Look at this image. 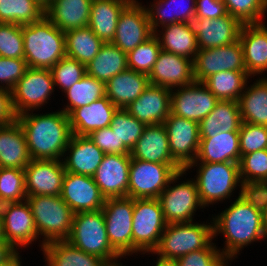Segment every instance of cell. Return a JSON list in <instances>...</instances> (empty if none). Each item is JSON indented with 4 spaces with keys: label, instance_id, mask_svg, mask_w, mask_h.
<instances>
[{
    "label": "cell",
    "instance_id": "f1b7e54d",
    "mask_svg": "<svg viewBox=\"0 0 267 266\" xmlns=\"http://www.w3.org/2000/svg\"><path fill=\"white\" fill-rule=\"evenodd\" d=\"M92 0H52L45 16L64 33L89 24Z\"/></svg>",
    "mask_w": 267,
    "mask_h": 266
},
{
    "label": "cell",
    "instance_id": "d590c367",
    "mask_svg": "<svg viewBox=\"0 0 267 266\" xmlns=\"http://www.w3.org/2000/svg\"><path fill=\"white\" fill-rule=\"evenodd\" d=\"M255 80L238 100L242 122L267 126V76Z\"/></svg>",
    "mask_w": 267,
    "mask_h": 266
},
{
    "label": "cell",
    "instance_id": "836d02e7",
    "mask_svg": "<svg viewBox=\"0 0 267 266\" xmlns=\"http://www.w3.org/2000/svg\"><path fill=\"white\" fill-rule=\"evenodd\" d=\"M242 118L238 101L219 100L214 109L199 122V136L239 131Z\"/></svg>",
    "mask_w": 267,
    "mask_h": 266
},
{
    "label": "cell",
    "instance_id": "f907efd6",
    "mask_svg": "<svg viewBox=\"0 0 267 266\" xmlns=\"http://www.w3.org/2000/svg\"><path fill=\"white\" fill-rule=\"evenodd\" d=\"M217 247L215 241H212L206 248L178 258L174 264L176 266H230V261Z\"/></svg>",
    "mask_w": 267,
    "mask_h": 266
},
{
    "label": "cell",
    "instance_id": "83f0119b",
    "mask_svg": "<svg viewBox=\"0 0 267 266\" xmlns=\"http://www.w3.org/2000/svg\"><path fill=\"white\" fill-rule=\"evenodd\" d=\"M239 131L221 132L200 138L199 149L194 162L239 163Z\"/></svg>",
    "mask_w": 267,
    "mask_h": 266
},
{
    "label": "cell",
    "instance_id": "5b68a950",
    "mask_svg": "<svg viewBox=\"0 0 267 266\" xmlns=\"http://www.w3.org/2000/svg\"><path fill=\"white\" fill-rule=\"evenodd\" d=\"M201 204L206 208L230 200L241 185L239 164L234 162H192L185 170L193 168ZM235 191V192H234Z\"/></svg>",
    "mask_w": 267,
    "mask_h": 266
},
{
    "label": "cell",
    "instance_id": "e0dca14e",
    "mask_svg": "<svg viewBox=\"0 0 267 266\" xmlns=\"http://www.w3.org/2000/svg\"><path fill=\"white\" fill-rule=\"evenodd\" d=\"M193 67L196 82H203L210 75L222 71H246L240 41L198 50Z\"/></svg>",
    "mask_w": 267,
    "mask_h": 266
},
{
    "label": "cell",
    "instance_id": "bcb514c9",
    "mask_svg": "<svg viewBox=\"0 0 267 266\" xmlns=\"http://www.w3.org/2000/svg\"><path fill=\"white\" fill-rule=\"evenodd\" d=\"M26 198L24 170L0 167V205Z\"/></svg>",
    "mask_w": 267,
    "mask_h": 266
},
{
    "label": "cell",
    "instance_id": "6f0895ef",
    "mask_svg": "<svg viewBox=\"0 0 267 266\" xmlns=\"http://www.w3.org/2000/svg\"><path fill=\"white\" fill-rule=\"evenodd\" d=\"M17 120L12 103L11 90L0 87V126L8 125Z\"/></svg>",
    "mask_w": 267,
    "mask_h": 266
},
{
    "label": "cell",
    "instance_id": "3957f363",
    "mask_svg": "<svg viewBox=\"0 0 267 266\" xmlns=\"http://www.w3.org/2000/svg\"><path fill=\"white\" fill-rule=\"evenodd\" d=\"M24 59L28 68L51 69L66 56L65 33L46 16L22 25Z\"/></svg>",
    "mask_w": 267,
    "mask_h": 266
},
{
    "label": "cell",
    "instance_id": "681fc988",
    "mask_svg": "<svg viewBox=\"0 0 267 266\" xmlns=\"http://www.w3.org/2000/svg\"><path fill=\"white\" fill-rule=\"evenodd\" d=\"M0 57L24 59L22 25L0 23Z\"/></svg>",
    "mask_w": 267,
    "mask_h": 266
},
{
    "label": "cell",
    "instance_id": "4dcf8cb0",
    "mask_svg": "<svg viewBox=\"0 0 267 266\" xmlns=\"http://www.w3.org/2000/svg\"><path fill=\"white\" fill-rule=\"evenodd\" d=\"M150 85L147 74L127 69L106 84V96L117 107L126 108Z\"/></svg>",
    "mask_w": 267,
    "mask_h": 266
},
{
    "label": "cell",
    "instance_id": "8fae6325",
    "mask_svg": "<svg viewBox=\"0 0 267 266\" xmlns=\"http://www.w3.org/2000/svg\"><path fill=\"white\" fill-rule=\"evenodd\" d=\"M54 81L50 69L28 68L23 77L16 83L12 92V103L17 116L39 111L48 104L54 95Z\"/></svg>",
    "mask_w": 267,
    "mask_h": 266
},
{
    "label": "cell",
    "instance_id": "11a10c76",
    "mask_svg": "<svg viewBox=\"0 0 267 266\" xmlns=\"http://www.w3.org/2000/svg\"><path fill=\"white\" fill-rule=\"evenodd\" d=\"M87 136L105 154H119V139L110 126L97 129Z\"/></svg>",
    "mask_w": 267,
    "mask_h": 266
},
{
    "label": "cell",
    "instance_id": "db71d44e",
    "mask_svg": "<svg viewBox=\"0 0 267 266\" xmlns=\"http://www.w3.org/2000/svg\"><path fill=\"white\" fill-rule=\"evenodd\" d=\"M238 197L263 212L267 205V181L241 182Z\"/></svg>",
    "mask_w": 267,
    "mask_h": 266
},
{
    "label": "cell",
    "instance_id": "e7e4bbea",
    "mask_svg": "<svg viewBox=\"0 0 267 266\" xmlns=\"http://www.w3.org/2000/svg\"><path fill=\"white\" fill-rule=\"evenodd\" d=\"M35 1H37L44 8H46L52 2V0H35Z\"/></svg>",
    "mask_w": 267,
    "mask_h": 266
},
{
    "label": "cell",
    "instance_id": "7bdbcfd3",
    "mask_svg": "<svg viewBox=\"0 0 267 266\" xmlns=\"http://www.w3.org/2000/svg\"><path fill=\"white\" fill-rule=\"evenodd\" d=\"M110 127L119 139V154H130L137 140L143 134L145 124L130 115L125 108H117Z\"/></svg>",
    "mask_w": 267,
    "mask_h": 266
},
{
    "label": "cell",
    "instance_id": "30bf717a",
    "mask_svg": "<svg viewBox=\"0 0 267 266\" xmlns=\"http://www.w3.org/2000/svg\"><path fill=\"white\" fill-rule=\"evenodd\" d=\"M183 170L179 164L147 162L131 158L128 197L133 199H158L170 179Z\"/></svg>",
    "mask_w": 267,
    "mask_h": 266
},
{
    "label": "cell",
    "instance_id": "4fadbf2b",
    "mask_svg": "<svg viewBox=\"0 0 267 266\" xmlns=\"http://www.w3.org/2000/svg\"><path fill=\"white\" fill-rule=\"evenodd\" d=\"M0 214L3 221L5 241L8 242L17 253L23 248H28L41 240L38 237L34 223V217L27 200L20 202H8L0 205ZM19 249V250H18Z\"/></svg>",
    "mask_w": 267,
    "mask_h": 266
},
{
    "label": "cell",
    "instance_id": "ab89813d",
    "mask_svg": "<svg viewBox=\"0 0 267 266\" xmlns=\"http://www.w3.org/2000/svg\"><path fill=\"white\" fill-rule=\"evenodd\" d=\"M104 42L89 26L65 33L66 56L87 65L98 54Z\"/></svg>",
    "mask_w": 267,
    "mask_h": 266
},
{
    "label": "cell",
    "instance_id": "44dd1931",
    "mask_svg": "<svg viewBox=\"0 0 267 266\" xmlns=\"http://www.w3.org/2000/svg\"><path fill=\"white\" fill-rule=\"evenodd\" d=\"M60 196L74 213L98 211L105 198L92 176L66 172Z\"/></svg>",
    "mask_w": 267,
    "mask_h": 266
},
{
    "label": "cell",
    "instance_id": "5bb4252c",
    "mask_svg": "<svg viewBox=\"0 0 267 266\" xmlns=\"http://www.w3.org/2000/svg\"><path fill=\"white\" fill-rule=\"evenodd\" d=\"M132 0L120 13L113 43L128 53L150 38L151 29L145 4Z\"/></svg>",
    "mask_w": 267,
    "mask_h": 266
},
{
    "label": "cell",
    "instance_id": "9a60e30c",
    "mask_svg": "<svg viewBox=\"0 0 267 266\" xmlns=\"http://www.w3.org/2000/svg\"><path fill=\"white\" fill-rule=\"evenodd\" d=\"M172 158L185 169L195 161L199 149V123L170 112L163 122Z\"/></svg>",
    "mask_w": 267,
    "mask_h": 266
},
{
    "label": "cell",
    "instance_id": "4316f807",
    "mask_svg": "<svg viewBox=\"0 0 267 266\" xmlns=\"http://www.w3.org/2000/svg\"><path fill=\"white\" fill-rule=\"evenodd\" d=\"M130 156L147 162L178 164L171 156L167 131L163 124L146 126L131 149Z\"/></svg>",
    "mask_w": 267,
    "mask_h": 266
},
{
    "label": "cell",
    "instance_id": "9f6ffc18",
    "mask_svg": "<svg viewBox=\"0 0 267 266\" xmlns=\"http://www.w3.org/2000/svg\"><path fill=\"white\" fill-rule=\"evenodd\" d=\"M195 15L202 19H217L228 12L222 0H196Z\"/></svg>",
    "mask_w": 267,
    "mask_h": 266
},
{
    "label": "cell",
    "instance_id": "6125c7cd",
    "mask_svg": "<svg viewBox=\"0 0 267 266\" xmlns=\"http://www.w3.org/2000/svg\"><path fill=\"white\" fill-rule=\"evenodd\" d=\"M154 264L155 266H176L174 262H168V261H161V260H156Z\"/></svg>",
    "mask_w": 267,
    "mask_h": 266
},
{
    "label": "cell",
    "instance_id": "ba28073f",
    "mask_svg": "<svg viewBox=\"0 0 267 266\" xmlns=\"http://www.w3.org/2000/svg\"><path fill=\"white\" fill-rule=\"evenodd\" d=\"M186 174L185 169L178 171L158 198L167 224L193 222L196 210L205 208L200 202L195 180L186 179Z\"/></svg>",
    "mask_w": 267,
    "mask_h": 266
},
{
    "label": "cell",
    "instance_id": "94428289",
    "mask_svg": "<svg viewBox=\"0 0 267 266\" xmlns=\"http://www.w3.org/2000/svg\"><path fill=\"white\" fill-rule=\"evenodd\" d=\"M263 214V223H264V233H265V238L267 239V205L266 209L262 212Z\"/></svg>",
    "mask_w": 267,
    "mask_h": 266
},
{
    "label": "cell",
    "instance_id": "74e56055",
    "mask_svg": "<svg viewBox=\"0 0 267 266\" xmlns=\"http://www.w3.org/2000/svg\"><path fill=\"white\" fill-rule=\"evenodd\" d=\"M127 69V53L113 43L107 42L86 65V74L106 84L115 75Z\"/></svg>",
    "mask_w": 267,
    "mask_h": 266
},
{
    "label": "cell",
    "instance_id": "816d5d0a",
    "mask_svg": "<svg viewBox=\"0 0 267 266\" xmlns=\"http://www.w3.org/2000/svg\"><path fill=\"white\" fill-rule=\"evenodd\" d=\"M241 156L267 149V126L242 122L239 129Z\"/></svg>",
    "mask_w": 267,
    "mask_h": 266
},
{
    "label": "cell",
    "instance_id": "d4e9b609",
    "mask_svg": "<svg viewBox=\"0 0 267 266\" xmlns=\"http://www.w3.org/2000/svg\"><path fill=\"white\" fill-rule=\"evenodd\" d=\"M104 155L88 136L72 135L62 161L66 172L93 176Z\"/></svg>",
    "mask_w": 267,
    "mask_h": 266
},
{
    "label": "cell",
    "instance_id": "f6af8a7d",
    "mask_svg": "<svg viewBox=\"0 0 267 266\" xmlns=\"http://www.w3.org/2000/svg\"><path fill=\"white\" fill-rule=\"evenodd\" d=\"M227 12L242 24L266 22L267 0H222Z\"/></svg>",
    "mask_w": 267,
    "mask_h": 266
},
{
    "label": "cell",
    "instance_id": "6da1fadb",
    "mask_svg": "<svg viewBox=\"0 0 267 266\" xmlns=\"http://www.w3.org/2000/svg\"><path fill=\"white\" fill-rule=\"evenodd\" d=\"M232 199L235 200L230 202V206L217 215L212 214L214 239L217 241L216 238L220 234L223 235L224 247L218 248L230 261V265L248 245L262 240L267 241L262 212L245 203L238 196Z\"/></svg>",
    "mask_w": 267,
    "mask_h": 266
},
{
    "label": "cell",
    "instance_id": "ee69618b",
    "mask_svg": "<svg viewBox=\"0 0 267 266\" xmlns=\"http://www.w3.org/2000/svg\"><path fill=\"white\" fill-rule=\"evenodd\" d=\"M161 50L159 39L153 34L127 53L128 69L149 75Z\"/></svg>",
    "mask_w": 267,
    "mask_h": 266
},
{
    "label": "cell",
    "instance_id": "8d00e7d4",
    "mask_svg": "<svg viewBox=\"0 0 267 266\" xmlns=\"http://www.w3.org/2000/svg\"><path fill=\"white\" fill-rule=\"evenodd\" d=\"M154 34L158 37L161 49L190 60L195 59L199 50L196 36L186 23H173L160 27Z\"/></svg>",
    "mask_w": 267,
    "mask_h": 266
},
{
    "label": "cell",
    "instance_id": "680465c9",
    "mask_svg": "<svg viewBox=\"0 0 267 266\" xmlns=\"http://www.w3.org/2000/svg\"><path fill=\"white\" fill-rule=\"evenodd\" d=\"M19 254L8 242H0V266H7Z\"/></svg>",
    "mask_w": 267,
    "mask_h": 266
},
{
    "label": "cell",
    "instance_id": "7dc6e473",
    "mask_svg": "<svg viewBox=\"0 0 267 266\" xmlns=\"http://www.w3.org/2000/svg\"><path fill=\"white\" fill-rule=\"evenodd\" d=\"M54 88L62 93L86 75V65L67 56L60 59L51 69Z\"/></svg>",
    "mask_w": 267,
    "mask_h": 266
},
{
    "label": "cell",
    "instance_id": "1f68e13d",
    "mask_svg": "<svg viewBox=\"0 0 267 266\" xmlns=\"http://www.w3.org/2000/svg\"><path fill=\"white\" fill-rule=\"evenodd\" d=\"M132 0H92L88 26L104 43L112 42L120 13Z\"/></svg>",
    "mask_w": 267,
    "mask_h": 266
},
{
    "label": "cell",
    "instance_id": "e575fe53",
    "mask_svg": "<svg viewBox=\"0 0 267 266\" xmlns=\"http://www.w3.org/2000/svg\"><path fill=\"white\" fill-rule=\"evenodd\" d=\"M146 10L153 32L158 27L173 23H185L195 15L196 0H153ZM188 2V3H187Z\"/></svg>",
    "mask_w": 267,
    "mask_h": 266
},
{
    "label": "cell",
    "instance_id": "603a6c76",
    "mask_svg": "<svg viewBox=\"0 0 267 266\" xmlns=\"http://www.w3.org/2000/svg\"><path fill=\"white\" fill-rule=\"evenodd\" d=\"M125 109L146 126L163 124L171 112V90L150 84Z\"/></svg>",
    "mask_w": 267,
    "mask_h": 266
},
{
    "label": "cell",
    "instance_id": "d6a6232c",
    "mask_svg": "<svg viewBox=\"0 0 267 266\" xmlns=\"http://www.w3.org/2000/svg\"><path fill=\"white\" fill-rule=\"evenodd\" d=\"M45 266H111L106 260L88 254L71 245L67 240L52 241L42 249Z\"/></svg>",
    "mask_w": 267,
    "mask_h": 266
},
{
    "label": "cell",
    "instance_id": "b9f144b4",
    "mask_svg": "<svg viewBox=\"0 0 267 266\" xmlns=\"http://www.w3.org/2000/svg\"><path fill=\"white\" fill-rule=\"evenodd\" d=\"M44 16L45 8L35 0H0V23L26 25Z\"/></svg>",
    "mask_w": 267,
    "mask_h": 266
},
{
    "label": "cell",
    "instance_id": "277c9868",
    "mask_svg": "<svg viewBox=\"0 0 267 266\" xmlns=\"http://www.w3.org/2000/svg\"><path fill=\"white\" fill-rule=\"evenodd\" d=\"M207 221L167 224L151 255H157L161 261L174 262L183 255L206 248L214 240L213 220Z\"/></svg>",
    "mask_w": 267,
    "mask_h": 266
},
{
    "label": "cell",
    "instance_id": "7c38bea8",
    "mask_svg": "<svg viewBox=\"0 0 267 266\" xmlns=\"http://www.w3.org/2000/svg\"><path fill=\"white\" fill-rule=\"evenodd\" d=\"M133 210L129 197L105 199L102 207L109 242L123 258L132 256Z\"/></svg>",
    "mask_w": 267,
    "mask_h": 266
},
{
    "label": "cell",
    "instance_id": "cb8c5ba5",
    "mask_svg": "<svg viewBox=\"0 0 267 266\" xmlns=\"http://www.w3.org/2000/svg\"><path fill=\"white\" fill-rule=\"evenodd\" d=\"M243 24L239 41L243 50L244 65L251 77L267 76V25Z\"/></svg>",
    "mask_w": 267,
    "mask_h": 266
},
{
    "label": "cell",
    "instance_id": "9c48e42d",
    "mask_svg": "<svg viewBox=\"0 0 267 266\" xmlns=\"http://www.w3.org/2000/svg\"><path fill=\"white\" fill-rule=\"evenodd\" d=\"M166 225L159 199H134L132 255H150L157 247Z\"/></svg>",
    "mask_w": 267,
    "mask_h": 266
},
{
    "label": "cell",
    "instance_id": "f35d334b",
    "mask_svg": "<svg viewBox=\"0 0 267 266\" xmlns=\"http://www.w3.org/2000/svg\"><path fill=\"white\" fill-rule=\"evenodd\" d=\"M251 77L247 71H222L207 77L202 83L219 100L238 101Z\"/></svg>",
    "mask_w": 267,
    "mask_h": 266
},
{
    "label": "cell",
    "instance_id": "f546056e",
    "mask_svg": "<svg viewBox=\"0 0 267 266\" xmlns=\"http://www.w3.org/2000/svg\"><path fill=\"white\" fill-rule=\"evenodd\" d=\"M24 132L16 120L0 126V167L23 169L30 163Z\"/></svg>",
    "mask_w": 267,
    "mask_h": 266
},
{
    "label": "cell",
    "instance_id": "c3c4849f",
    "mask_svg": "<svg viewBox=\"0 0 267 266\" xmlns=\"http://www.w3.org/2000/svg\"><path fill=\"white\" fill-rule=\"evenodd\" d=\"M238 164L241 182L267 181V149L241 156Z\"/></svg>",
    "mask_w": 267,
    "mask_h": 266
},
{
    "label": "cell",
    "instance_id": "ac0fdd59",
    "mask_svg": "<svg viewBox=\"0 0 267 266\" xmlns=\"http://www.w3.org/2000/svg\"><path fill=\"white\" fill-rule=\"evenodd\" d=\"M218 101L202 82L195 81L171 90V113L199 123Z\"/></svg>",
    "mask_w": 267,
    "mask_h": 266
},
{
    "label": "cell",
    "instance_id": "7402d4cb",
    "mask_svg": "<svg viewBox=\"0 0 267 266\" xmlns=\"http://www.w3.org/2000/svg\"><path fill=\"white\" fill-rule=\"evenodd\" d=\"M152 85L170 90L195 82L193 60L161 50L150 74Z\"/></svg>",
    "mask_w": 267,
    "mask_h": 266
},
{
    "label": "cell",
    "instance_id": "8992f818",
    "mask_svg": "<svg viewBox=\"0 0 267 266\" xmlns=\"http://www.w3.org/2000/svg\"><path fill=\"white\" fill-rule=\"evenodd\" d=\"M67 241L88 254L99 256L111 266H124L123 257L109 242L102 209L75 213Z\"/></svg>",
    "mask_w": 267,
    "mask_h": 266
},
{
    "label": "cell",
    "instance_id": "ffe728a7",
    "mask_svg": "<svg viewBox=\"0 0 267 266\" xmlns=\"http://www.w3.org/2000/svg\"><path fill=\"white\" fill-rule=\"evenodd\" d=\"M66 171L62 160L31 159L24 168L27 196H58Z\"/></svg>",
    "mask_w": 267,
    "mask_h": 266
},
{
    "label": "cell",
    "instance_id": "d6986e66",
    "mask_svg": "<svg viewBox=\"0 0 267 266\" xmlns=\"http://www.w3.org/2000/svg\"><path fill=\"white\" fill-rule=\"evenodd\" d=\"M130 154H105L92 176L102 196L108 198L128 197Z\"/></svg>",
    "mask_w": 267,
    "mask_h": 266
},
{
    "label": "cell",
    "instance_id": "7a4b0ae2",
    "mask_svg": "<svg viewBox=\"0 0 267 266\" xmlns=\"http://www.w3.org/2000/svg\"><path fill=\"white\" fill-rule=\"evenodd\" d=\"M33 112L17 116L31 158L62 160L73 135L68 115L61 109L42 114Z\"/></svg>",
    "mask_w": 267,
    "mask_h": 266
},
{
    "label": "cell",
    "instance_id": "be15d7a7",
    "mask_svg": "<svg viewBox=\"0 0 267 266\" xmlns=\"http://www.w3.org/2000/svg\"><path fill=\"white\" fill-rule=\"evenodd\" d=\"M0 242H6L5 236H4V228H3V221H2L1 214H0Z\"/></svg>",
    "mask_w": 267,
    "mask_h": 266
},
{
    "label": "cell",
    "instance_id": "f5cc1de1",
    "mask_svg": "<svg viewBox=\"0 0 267 266\" xmlns=\"http://www.w3.org/2000/svg\"><path fill=\"white\" fill-rule=\"evenodd\" d=\"M27 69L25 59L0 57V87L12 90Z\"/></svg>",
    "mask_w": 267,
    "mask_h": 266
},
{
    "label": "cell",
    "instance_id": "91938a15",
    "mask_svg": "<svg viewBox=\"0 0 267 266\" xmlns=\"http://www.w3.org/2000/svg\"><path fill=\"white\" fill-rule=\"evenodd\" d=\"M22 256L19 254L13 261H11L7 266H23L22 265Z\"/></svg>",
    "mask_w": 267,
    "mask_h": 266
},
{
    "label": "cell",
    "instance_id": "60d3db41",
    "mask_svg": "<svg viewBox=\"0 0 267 266\" xmlns=\"http://www.w3.org/2000/svg\"><path fill=\"white\" fill-rule=\"evenodd\" d=\"M67 102L61 110L69 115L74 109L89 105L106 96L105 83L94 77L85 75L81 80L63 92Z\"/></svg>",
    "mask_w": 267,
    "mask_h": 266
},
{
    "label": "cell",
    "instance_id": "2e32d148",
    "mask_svg": "<svg viewBox=\"0 0 267 266\" xmlns=\"http://www.w3.org/2000/svg\"><path fill=\"white\" fill-rule=\"evenodd\" d=\"M188 29L196 36L198 48L222 47L239 40L243 24L226 15L217 19H202L196 15L186 22Z\"/></svg>",
    "mask_w": 267,
    "mask_h": 266
},
{
    "label": "cell",
    "instance_id": "52a82bcc",
    "mask_svg": "<svg viewBox=\"0 0 267 266\" xmlns=\"http://www.w3.org/2000/svg\"><path fill=\"white\" fill-rule=\"evenodd\" d=\"M34 217L41 245L67 240L72 230L74 212L60 195H35L26 198Z\"/></svg>",
    "mask_w": 267,
    "mask_h": 266
},
{
    "label": "cell",
    "instance_id": "484cf974",
    "mask_svg": "<svg viewBox=\"0 0 267 266\" xmlns=\"http://www.w3.org/2000/svg\"><path fill=\"white\" fill-rule=\"evenodd\" d=\"M116 110L107 96L74 109L68 115L73 135L87 136L97 129L109 127Z\"/></svg>",
    "mask_w": 267,
    "mask_h": 266
}]
</instances>
